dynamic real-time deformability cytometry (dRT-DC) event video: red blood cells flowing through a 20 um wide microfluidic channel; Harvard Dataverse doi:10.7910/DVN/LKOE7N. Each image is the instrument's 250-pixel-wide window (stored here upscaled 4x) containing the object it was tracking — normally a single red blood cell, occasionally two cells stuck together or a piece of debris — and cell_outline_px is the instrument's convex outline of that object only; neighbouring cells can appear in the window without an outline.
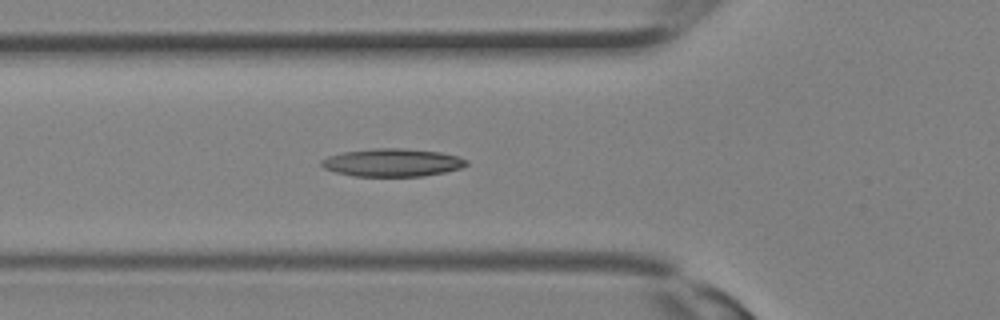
{"species": "Egyptian fruit bat (a non-hibernating species)", "species_latin": "Rousettus aegyptiacus", "temperature_condition": "room temperature", "stored_images_in_passage": 12, "camera_frame_rate_fps": 3000, "um_per_image_px": 0.085, "animal": {"sex": "female"}, "frame": {"image": 1, "passage_image": 6, "time_ms": 1.667, "image_size_px": [1000, 320], "cell_outline_px": [[468, 164], [460, 168], [444, 172], [424, 176], [352, 176], [336, 172], [324, 168], [320, 164], [320, 160], [328, 156], [340, 152], [372, 148], [404, 148], [440, 152], [460, 156], [468, 160]], "centroid_in_image_um": [33.34, 13.81], "position_along_channel_um": 92.5, "area_um2": 23.81}}
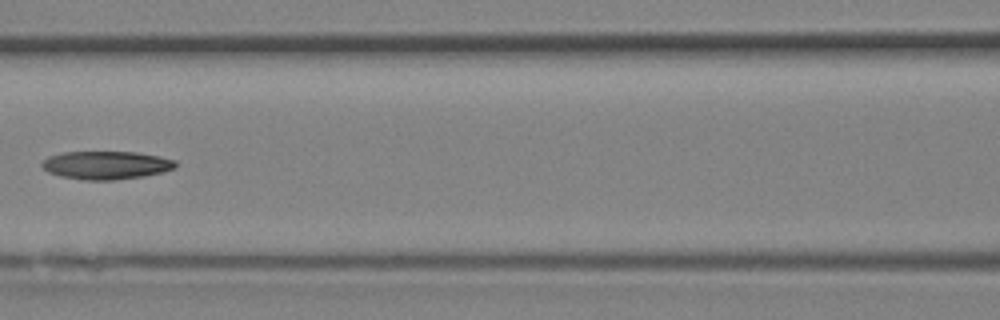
{"frame": {"image": 2, "passage_image": 9, "time_ms": 2.667, "image_size_px": [1000, 320], "cell_outline_px": [[176, 168], [144, 176], [112, 180], [84, 180], [60, 176], [48, 172], [40, 164], [48, 156], [64, 152], [136, 152], [160, 156], [176, 160]], "centroid_in_image_um": [9.02, 14.03], "position_along_channel_um": 157.6, "area_um2": 21.91}}